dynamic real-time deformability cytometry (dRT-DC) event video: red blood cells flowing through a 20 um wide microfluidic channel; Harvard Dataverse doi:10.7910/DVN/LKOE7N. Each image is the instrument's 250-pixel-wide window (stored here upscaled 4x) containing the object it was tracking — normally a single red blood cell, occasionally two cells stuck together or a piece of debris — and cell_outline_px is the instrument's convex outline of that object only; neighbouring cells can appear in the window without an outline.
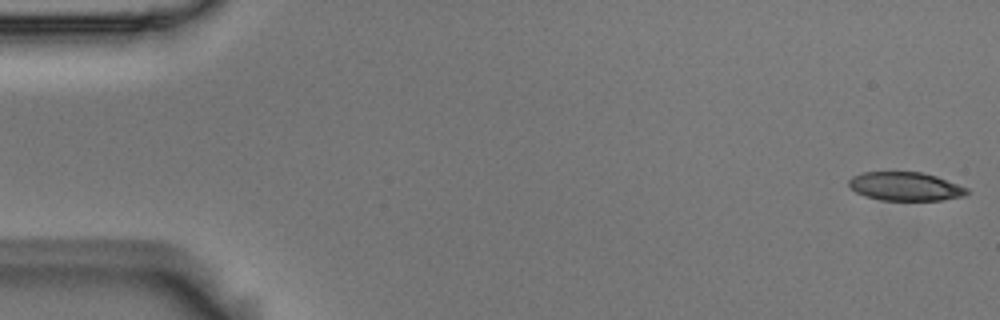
{"species": "Egyptian fruit bat (a non-hibernating species)", "species_latin": "Rousettus aegyptiacus", "temperature_condition": "room temperature", "stored_images_in_passage": 5, "camera_frame_rate_fps": 3000, "um_per_image_px": 0.085, "animal": {"sex": "male"}, "frame": {"image": 1, "passage_image": 1, "time_ms": 0.0, "image_size_px": [1000, 320], "cell_outline_px": [[968, 192], [964, 196], [940, 200], [880, 200], [864, 196], [856, 192], [848, 184], [848, 180], [852, 176], [864, 172], [920, 172], [936, 176], [968, 188]], "centroid_in_image_um": [76.93, 15.84], "position_along_channel_um": 8.1, "area_um2": 19.59}}
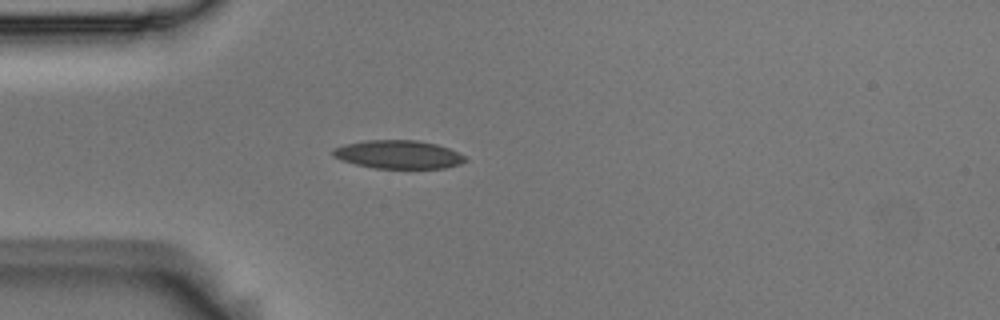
{"frame": {"image": 2, "passage_image": 5, "time_ms": 1.333, "image_size_px": [1000, 320], "cell_outline_px": [[468, 160], [460, 164], [444, 168], [372, 168], [340, 160], [332, 156], [332, 148], [344, 144], [364, 140], [416, 140], [436, 144], [448, 148], [464, 156]], "centroid_in_image_um": [33.81, 13.13], "position_along_channel_um": 51.2, "area_um2": 21.91}}